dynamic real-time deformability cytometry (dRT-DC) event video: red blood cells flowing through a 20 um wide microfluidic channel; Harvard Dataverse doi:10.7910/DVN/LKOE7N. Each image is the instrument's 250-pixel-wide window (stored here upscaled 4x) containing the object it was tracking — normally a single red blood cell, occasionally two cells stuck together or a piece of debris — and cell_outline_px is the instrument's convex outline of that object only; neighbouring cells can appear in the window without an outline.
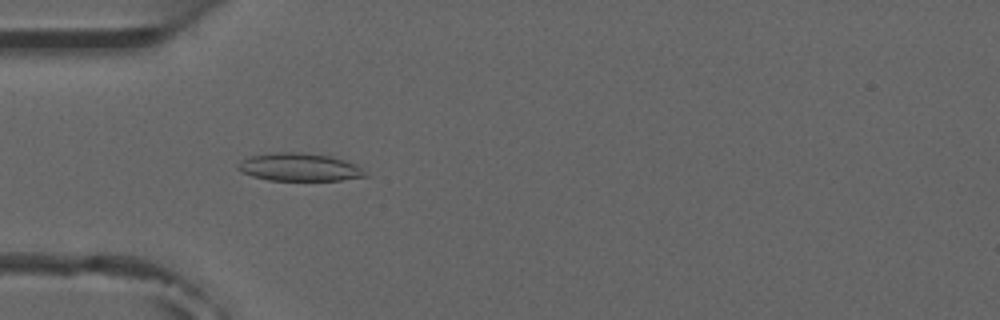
{"species": "common noctule bat (a hibernating species)", "species_latin": "Nyctalus noctula", "temperature_condition": "room temperature", "stored_images_in_passage": 7, "camera_frame_rate_fps": 3000, "um_per_image_px": 0.085, "animal": {"sex": "male", "forearm_length_mm": 52.5}, "frame": {"image": 1, "passage_image": 4, "time_ms": 3.333, "image_size_px": [1000, 320], "cell_outline_px": [[368, 176], [340, 180], [268, 180], [252, 176], [240, 172], [236, 168], [236, 164], [248, 156], [276, 152], [300, 152], [332, 156], [344, 160], [360, 168]], "centroid_in_image_um": [25.36, 14.2], "position_along_channel_um": 59.6, "area_um2": 20.63}}
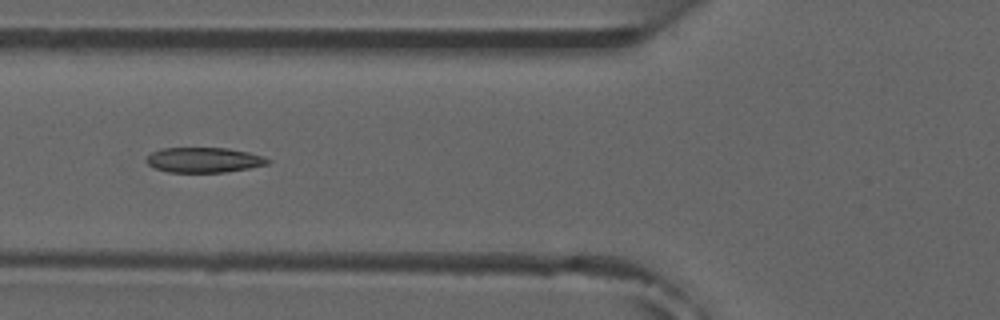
{"frame": {"image": 2, "passage_image": 5, "time_ms": 4.667, "image_size_px": [1000, 320], "cell_outline_px": [[272, 160], [268, 164], [248, 168], [224, 172], [168, 172], [156, 168], [148, 164], [144, 160], [152, 152], [160, 148], [228, 148], [248, 152], [264, 156]], "centroid_in_image_um": [17.34, 13.59], "position_along_channel_um": 108.5, "area_um2": 17.74}}
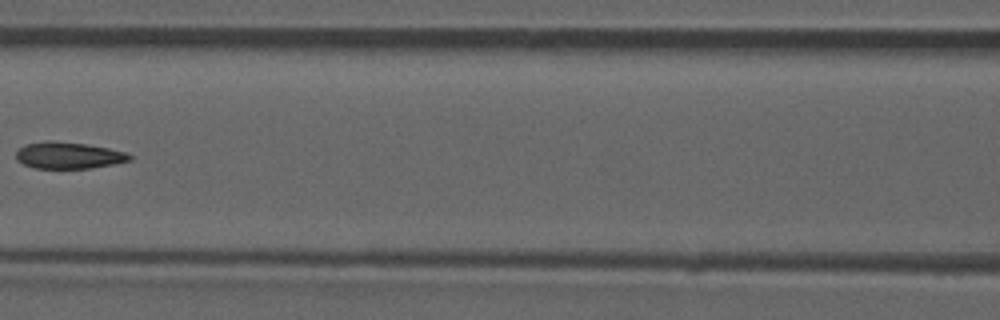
{"frame": {"image": 3, "passage_image": 6, "time_ms": 6.0, "image_size_px": [1000, 320], "cell_outline_px": [[132, 160], [112, 164], [88, 168], [32, 168], [16, 160], [16, 152], [24, 144], [88, 144], [108, 148], [124, 152], [132, 156]], "centroid_in_image_um": [5.86, 13.26], "position_along_channel_um": 160.7, "area_um2": 16.65}}